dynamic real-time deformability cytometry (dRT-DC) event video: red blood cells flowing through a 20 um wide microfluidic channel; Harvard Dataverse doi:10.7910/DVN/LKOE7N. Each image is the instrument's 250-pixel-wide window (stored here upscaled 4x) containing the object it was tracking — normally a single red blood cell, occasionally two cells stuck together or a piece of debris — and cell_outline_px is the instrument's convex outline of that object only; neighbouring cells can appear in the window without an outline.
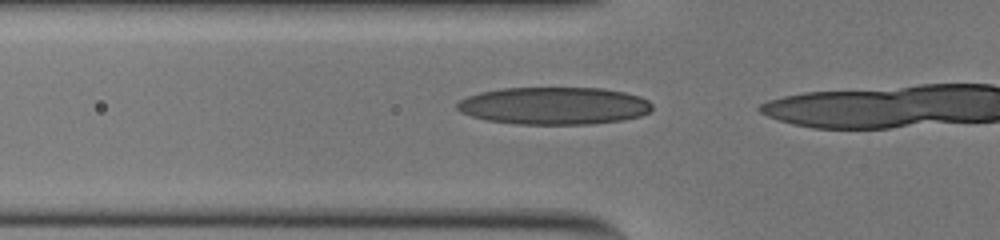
{"species": "human", "species_latin": "Homo sapiens", "temperature_condition": "cold", "stored_images_in_passage": 7, "camera_frame_rate_fps": 3000, "um_per_image_px": 0.085, "donor": {"sex": "male"}, "frame": {"image": 1, "passage_image": 6, "time_ms": 1.667, "image_size_px": [1000, 240], "cell_outline_px": [[652, 108], [648, 112], [640, 116], [624, 120], [592, 124], [516, 124], [488, 120], [472, 116], [460, 112], [456, 108], [456, 104], [460, 100], [468, 96], [480, 92], [504, 88], [600, 88], [624, 92], [640, 96], [648, 100], [652, 104]], "centroid_in_image_um": [47.1, 8.99], "position_along_channel_um": 78.7, "area_um2": 42.6}}